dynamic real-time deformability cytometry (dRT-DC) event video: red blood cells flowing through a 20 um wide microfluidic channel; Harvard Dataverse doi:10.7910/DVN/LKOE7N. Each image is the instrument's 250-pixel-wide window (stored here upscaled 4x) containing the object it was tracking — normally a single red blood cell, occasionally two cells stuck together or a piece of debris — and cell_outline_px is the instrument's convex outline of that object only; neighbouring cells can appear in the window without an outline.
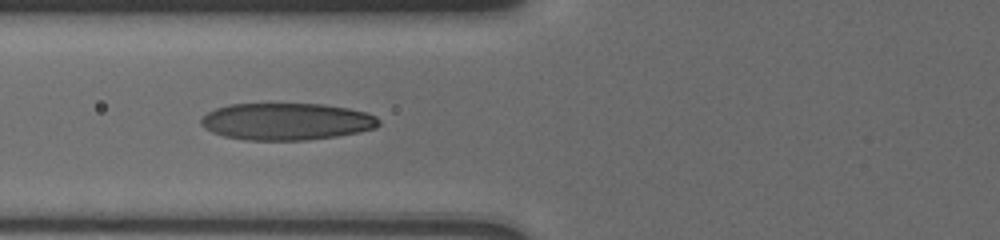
{"species": "human", "species_latin": "Homo sapiens", "temperature_condition": "cold", "stored_images_in_passage": 4, "camera_frame_rate_fps": 3000, "um_per_image_px": 0.085, "donor": {"sex": "male"}, "frame": {"image": 1, "passage_image": 3, "time_ms": 2.0, "image_size_px": [1000, 240], "cell_outline_px": [[380, 124], [376, 128], [360, 132], [336, 136], [308, 140], [244, 140], [224, 136], [212, 132], [204, 128], [200, 124], [200, 116], [216, 108], [228, 104], [324, 104], [348, 108], [364, 112], [376, 116], [380, 120]], "centroid_in_image_um": [24.33, 10.33], "position_along_channel_um": 101.5, "area_um2": 38.61}}
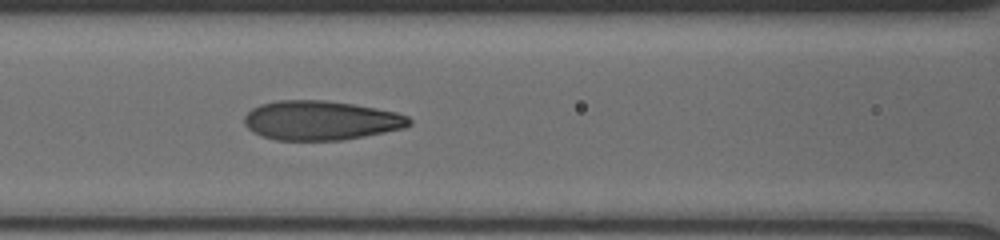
{"frame": {"image": 2, "passage_image": 4, "time_ms": 3.0, "image_size_px": [1000, 240], "cell_outline_px": [[412, 124], [404, 128], [344, 140], [276, 140], [252, 132], [244, 124], [244, 116], [252, 108], [260, 104], [276, 100], [324, 100], [352, 104], [376, 108], [396, 112], [408, 116], [412, 120]], "centroid_in_image_um": [27.26, 10.23], "position_along_channel_um": 139.3, "area_um2": 37.86}}